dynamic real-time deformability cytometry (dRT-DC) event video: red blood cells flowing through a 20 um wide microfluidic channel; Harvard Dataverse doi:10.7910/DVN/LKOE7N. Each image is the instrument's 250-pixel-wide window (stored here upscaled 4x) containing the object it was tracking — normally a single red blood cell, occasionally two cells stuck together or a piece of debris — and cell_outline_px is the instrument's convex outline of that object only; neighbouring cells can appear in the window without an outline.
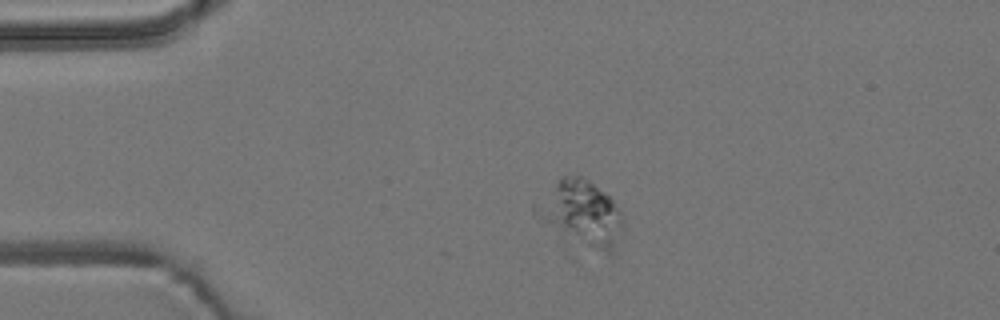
{"species": "common noctule bat (a hibernating species)", "species_latin": "Nyctalus noctula", "temperature_condition": "room temperature", "stored_images_in_passage": 7, "camera_frame_rate_fps": 3000, "um_per_image_px": 0.085, "animal": {"sex": "male", "body_mass_g": 19.2, "forearm_length_mm": 51.8}, "frame": {"image": 1, "passage_image": 1, "time_ms": 0.0, "image_size_px": [1000, 320], "cell_outline_px": [[624, 228], [616, 252], [612, 256], [588, 244], [536, 216], [532, 212], [532, 204], [564, 176], [580, 176], [588, 180], [604, 192], [612, 200], [620, 212], [624, 224]], "centroid_in_image_um": [49.48, 18.09], "position_along_channel_um": 35.5, "area_um2": 31.56}}
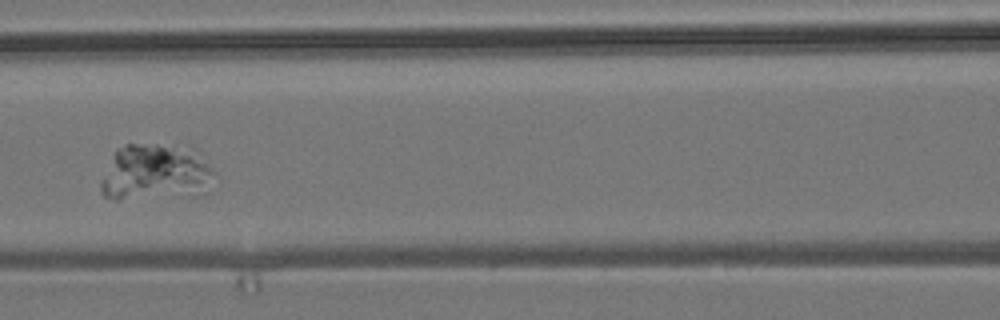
{"frame": {"image": 2, "passage_image": 5, "time_ms": 4.333, "image_size_px": [1000, 320], "cell_outline_px": [[216, 172], [204, 196], [116, 200], [112, 200], [104, 196], [100, 192], [100, 180], [116, 148], [124, 144], [156, 144], [192, 148]], "centroid_in_image_um": [13.2, 14.7], "position_along_channel_um": 153.4, "area_um2": 38.26}}
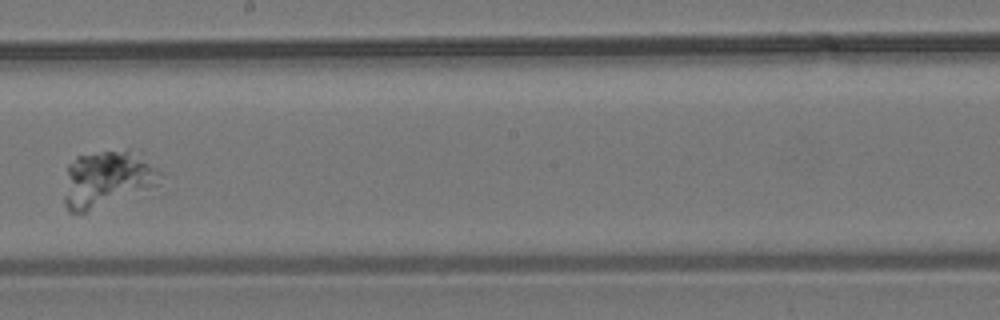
{"frame": {"image": 3, "passage_image": 7, "time_ms": 6.667, "image_size_px": [1000, 320], "cell_outline_px": [[164, 172], [160, 192], [152, 196], [84, 212], [68, 212], [64, 204], [64, 196], [68, 164], [76, 156], [100, 152], [128, 148], [144, 152]], "centroid_in_image_um": [9.38, 15.26], "position_along_channel_um": 238.8, "area_um2": 34.97}}